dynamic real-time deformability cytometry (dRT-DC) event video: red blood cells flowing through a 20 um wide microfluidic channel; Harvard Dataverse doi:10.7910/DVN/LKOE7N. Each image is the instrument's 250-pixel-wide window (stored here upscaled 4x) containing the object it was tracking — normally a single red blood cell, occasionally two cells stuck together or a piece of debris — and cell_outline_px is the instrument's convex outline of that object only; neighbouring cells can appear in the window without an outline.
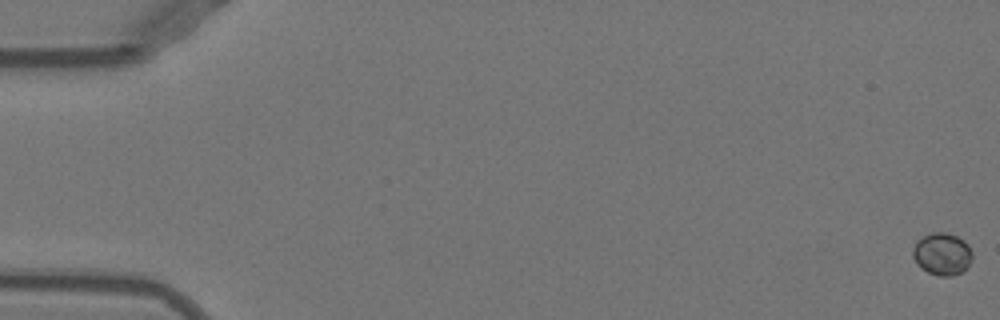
{"species": "Egyptian fruit bat (a non-hibernating species)", "species_latin": "Rousettus aegyptiacus", "temperature_condition": "warm", "stored_images_in_passage": 53, "camera_frame_rate_fps": 3000, "um_per_image_px": 0.085, "animal": {"sex": "female"}, "frame": {"image": 1, "passage_image": 1, "time_ms": 0.0, "image_size_px": [1000, 320], "cell_outline_px": [[972, 260], [968, 268], [964, 272], [952, 276], [940, 276], [928, 272], [920, 268], [916, 264], [912, 256], [912, 248], [916, 240], [932, 232], [944, 232], [956, 236], [964, 240], [968, 244], [972, 252]], "centroid_in_image_um": [80.08, 21.6], "position_along_channel_um": 4.9, "area_um2": 15.03}}
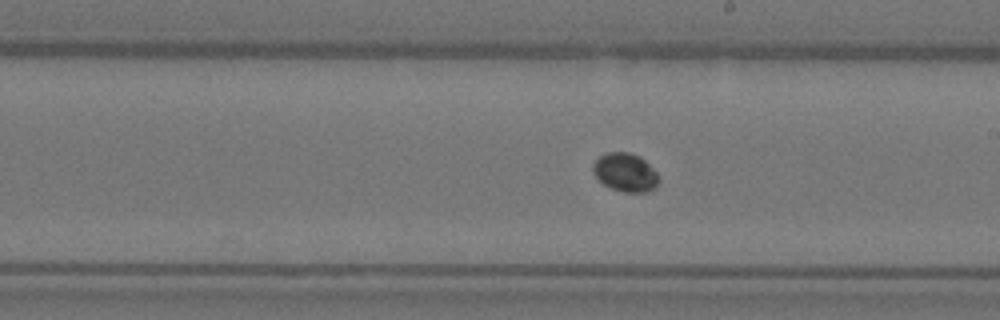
{"frame": {"image": 2, "passage_image": 31, "time_ms": 10.0, "image_size_px": [1000, 320], "cell_outline_px": [[660, 180], [656, 188], [648, 192], [624, 192], [612, 188], [604, 184], [592, 172], [592, 164], [600, 156], [608, 152], [628, 152], [640, 156], [660, 176]], "centroid_in_image_um": [53.18, 14.66], "position_along_channel_um": 235.8, "area_um2": 14.8}}
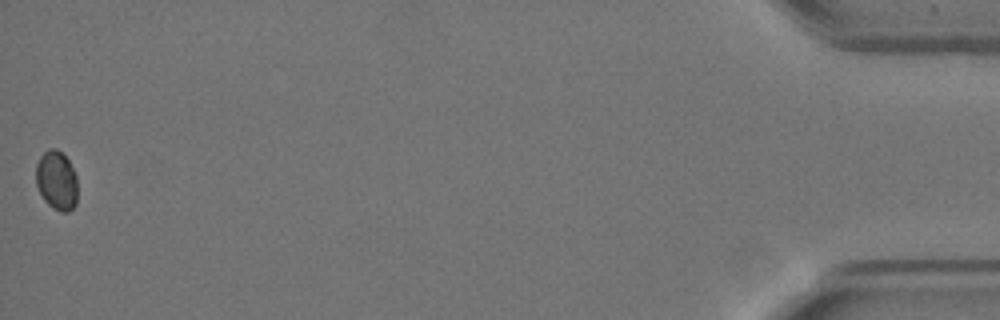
{"frame": {"image": 3, "passage_image": 53, "time_ms": 17.333, "image_size_px": [1000, 320], "cell_outline_px": [[76, 204], [68, 212], [60, 212], [52, 208], [44, 200], [36, 184], [36, 164], [40, 156], [48, 148], [56, 148], [68, 160], [76, 176]], "centroid_in_image_um": [4.79, 15.34], "position_along_channel_um": 430.4, "area_um2": 14.28}}